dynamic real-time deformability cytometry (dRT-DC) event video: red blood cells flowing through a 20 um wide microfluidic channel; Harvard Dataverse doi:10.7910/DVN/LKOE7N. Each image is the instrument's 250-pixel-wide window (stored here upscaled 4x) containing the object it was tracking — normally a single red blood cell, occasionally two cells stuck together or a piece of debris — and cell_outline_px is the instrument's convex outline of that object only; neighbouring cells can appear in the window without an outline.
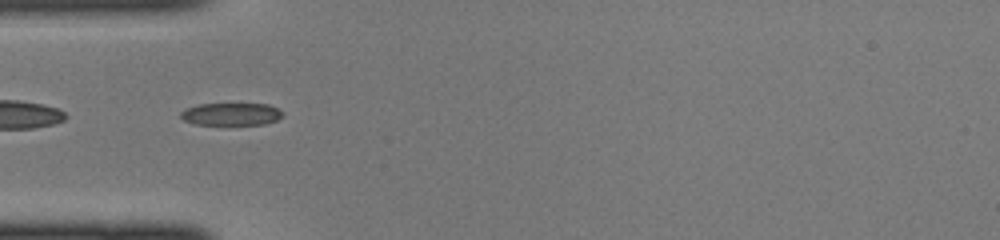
{"species": "common noctule bat (a hibernating species)", "species_latin": "Nyctalus noctula", "temperature_condition": "cold", "stored_images_in_passage": 32, "camera_frame_rate_fps": 3000, "um_per_image_px": 0.085, "animal": {"sex": "female", "body_mass_g": 22.0, "forearm_length_mm": 56.7}, "frame": {"image": 1, "passage_image": 1, "time_ms": 0.0, "image_size_px": [1000, 240], "cell_outline_px": [[284, 112], [276, 120], [264, 124], [196, 124], [184, 120], [180, 116], [180, 112], [184, 108], [200, 104], [268, 104]], "centroid_in_image_um": [19.62, 9.69], "position_along_channel_um": 65.4, "area_um2": 13.18}}